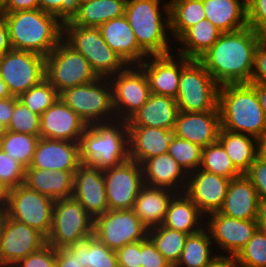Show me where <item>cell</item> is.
I'll return each instance as SVG.
<instances>
[{
    "label": "cell",
    "mask_w": 266,
    "mask_h": 267,
    "mask_svg": "<svg viewBox=\"0 0 266 267\" xmlns=\"http://www.w3.org/2000/svg\"><path fill=\"white\" fill-rule=\"evenodd\" d=\"M263 34L249 26L221 33L218 40L198 60L219 85L249 83L254 51Z\"/></svg>",
    "instance_id": "cell-1"
},
{
    "label": "cell",
    "mask_w": 266,
    "mask_h": 267,
    "mask_svg": "<svg viewBox=\"0 0 266 267\" xmlns=\"http://www.w3.org/2000/svg\"><path fill=\"white\" fill-rule=\"evenodd\" d=\"M5 14L12 49L47 57L63 40V23L41 9L1 12Z\"/></svg>",
    "instance_id": "cell-2"
},
{
    "label": "cell",
    "mask_w": 266,
    "mask_h": 267,
    "mask_svg": "<svg viewBox=\"0 0 266 267\" xmlns=\"http://www.w3.org/2000/svg\"><path fill=\"white\" fill-rule=\"evenodd\" d=\"M118 121L96 122L86 127L79 142L84 166L105 170L130 159L128 124L126 120Z\"/></svg>",
    "instance_id": "cell-3"
},
{
    "label": "cell",
    "mask_w": 266,
    "mask_h": 267,
    "mask_svg": "<svg viewBox=\"0 0 266 267\" xmlns=\"http://www.w3.org/2000/svg\"><path fill=\"white\" fill-rule=\"evenodd\" d=\"M218 108L222 129L257 139L266 131L265 113L249 83L220 85Z\"/></svg>",
    "instance_id": "cell-4"
},
{
    "label": "cell",
    "mask_w": 266,
    "mask_h": 267,
    "mask_svg": "<svg viewBox=\"0 0 266 267\" xmlns=\"http://www.w3.org/2000/svg\"><path fill=\"white\" fill-rule=\"evenodd\" d=\"M159 6L160 0H127L126 2L125 16L139 47L148 56L170 53L168 44L170 37L166 34L167 27L170 28L169 1L164 4V14H166L164 16L167 18L162 17Z\"/></svg>",
    "instance_id": "cell-5"
},
{
    "label": "cell",
    "mask_w": 266,
    "mask_h": 267,
    "mask_svg": "<svg viewBox=\"0 0 266 267\" xmlns=\"http://www.w3.org/2000/svg\"><path fill=\"white\" fill-rule=\"evenodd\" d=\"M220 85L197 59L181 55L176 102L181 112L219 111Z\"/></svg>",
    "instance_id": "cell-6"
},
{
    "label": "cell",
    "mask_w": 266,
    "mask_h": 267,
    "mask_svg": "<svg viewBox=\"0 0 266 267\" xmlns=\"http://www.w3.org/2000/svg\"><path fill=\"white\" fill-rule=\"evenodd\" d=\"M63 40L81 53L98 78H110L127 64L105 42L98 27L63 24Z\"/></svg>",
    "instance_id": "cell-7"
},
{
    "label": "cell",
    "mask_w": 266,
    "mask_h": 267,
    "mask_svg": "<svg viewBox=\"0 0 266 267\" xmlns=\"http://www.w3.org/2000/svg\"><path fill=\"white\" fill-rule=\"evenodd\" d=\"M107 80L109 78H98L95 81L66 89L59 94V97L87 125L108 122V120H113L112 118L115 120L117 117H115L113 108L112 87L110 80Z\"/></svg>",
    "instance_id": "cell-8"
},
{
    "label": "cell",
    "mask_w": 266,
    "mask_h": 267,
    "mask_svg": "<svg viewBox=\"0 0 266 267\" xmlns=\"http://www.w3.org/2000/svg\"><path fill=\"white\" fill-rule=\"evenodd\" d=\"M94 235V218L74 197L55 200L47 244L59 249Z\"/></svg>",
    "instance_id": "cell-9"
},
{
    "label": "cell",
    "mask_w": 266,
    "mask_h": 267,
    "mask_svg": "<svg viewBox=\"0 0 266 267\" xmlns=\"http://www.w3.org/2000/svg\"><path fill=\"white\" fill-rule=\"evenodd\" d=\"M45 79L60 94L98 79L89 61L64 40L45 57Z\"/></svg>",
    "instance_id": "cell-10"
},
{
    "label": "cell",
    "mask_w": 266,
    "mask_h": 267,
    "mask_svg": "<svg viewBox=\"0 0 266 267\" xmlns=\"http://www.w3.org/2000/svg\"><path fill=\"white\" fill-rule=\"evenodd\" d=\"M54 203L53 199L22 184L10 189L4 213L47 238L52 227Z\"/></svg>",
    "instance_id": "cell-11"
},
{
    "label": "cell",
    "mask_w": 266,
    "mask_h": 267,
    "mask_svg": "<svg viewBox=\"0 0 266 267\" xmlns=\"http://www.w3.org/2000/svg\"><path fill=\"white\" fill-rule=\"evenodd\" d=\"M0 77L11 96L18 97L45 79V57L11 49L0 57Z\"/></svg>",
    "instance_id": "cell-12"
},
{
    "label": "cell",
    "mask_w": 266,
    "mask_h": 267,
    "mask_svg": "<svg viewBox=\"0 0 266 267\" xmlns=\"http://www.w3.org/2000/svg\"><path fill=\"white\" fill-rule=\"evenodd\" d=\"M148 232L133 209L108 210L94 219V236L113 250L147 239Z\"/></svg>",
    "instance_id": "cell-13"
},
{
    "label": "cell",
    "mask_w": 266,
    "mask_h": 267,
    "mask_svg": "<svg viewBox=\"0 0 266 267\" xmlns=\"http://www.w3.org/2000/svg\"><path fill=\"white\" fill-rule=\"evenodd\" d=\"M131 66L127 65L115 76L109 78L113 108L119 120L127 121L148 101L151 95L149 82L142 68L139 65L135 68Z\"/></svg>",
    "instance_id": "cell-14"
},
{
    "label": "cell",
    "mask_w": 266,
    "mask_h": 267,
    "mask_svg": "<svg viewBox=\"0 0 266 267\" xmlns=\"http://www.w3.org/2000/svg\"><path fill=\"white\" fill-rule=\"evenodd\" d=\"M46 244L47 239L41 232L3 214L0 223V267H13Z\"/></svg>",
    "instance_id": "cell-15"
},
{
    "label": "cell",
    "mask_w": 266,
    "mask_h": 267,
    "mask_svg": "<svg viewBox=\"0 0 266 267\" xmlns=\"http://www.w3.org/2000/svg\"><path fill=\"white\" fill-rule=\"evenodd\" d=\"M109 210L133 209L145 185L141 165L134 160L103 170Z\"/></svg>",
    "instance_id": "cell-16"
},
{
    "label": "cell",
    "mask_w": 266,
    "mask_h": 267,
    "mask_svg": "<svg viewBox=\"0 0 266 267\" xmlns=\"http://www.w3.org/2000/svg\"><path fill=\"white\" fill-rule=\"evenodd\" d=\"M208 223H204L211 239L226 251L230 257H235L241 251L253 234L257 231V220H241L221 214L219 211L210 213Z\"/></svg>",
    "instance_id": "cell-17"
},
{
    "label": "cell",
    "mask_w": 266,
    "mask_h": 267,
    "mask_svg": "<svg viewBox=\"0 0 266 267\" xmlns=\"http://www.w3.org/2000/svg\"><path fill=\"white\" fill-rule=\"evenodd\" d=\"M190 174H188L184 193L204 215L219 211L224 204L231 179L202 169H197Z\"/></svg>",
    "instance_id": "cell-18"
},
{
    "label": "cell",
    "mask_w": 266,
    "mask_h": 267,
    "mask_svg": "<svg viewBox=\"0 0 266 267\" xmlns=\"http://www.w3.org/2000/svg\"><path fill=\"white\" fill-rule=\"evenodd\" d=\"M87 126V123L59 97L40 116V137L80 142V138Z\"/></svg>",
    "instance_id": "cell-19"
},
{
    "label": "cell",
    "mask_w": 266,
    "mask_h": 267,
    "mask_svg": "<svg viewBox=\"0 0 266 267\" xmlns=\"http://www.w3.org/2000/svg\"><path fill=\"white\" fill-rule=\"evenodd\" d=\"M72 197L94 219L107 212L109 208L103 170L81 164L74 173Z\"/></svg>",
    "instance_id": "cell-20"
},
{
    "label": "cell",
    "mask_w": 266,
    "mask_h": 267,
    "mask_svg": "<svg viewBox=\"0 0 266 267\" xmlns=\"http://www.w3.org/2000/svg\"><path fill=\"white\" fill-rule=\"evenodd\" d=\"M81 164L79 142L40 137L31 165L27 168L76 172Z\"/></svg>",
    "instance_id": "cell-21"
},
{
    "label": "cell",
    "mask_w": 266,
    "mask_h": 267,
    "mask_svg": "<svg viewBox=\"0 0 266 267\" xmlns=\"http://www.w3.org/2000/svg\"><path fill=\"white\" fill-rule=\"evenodd\" d=\"M220 129V111H179L173 132L176 137L203 148L217 142Z\"/></svg>",
    "instance_id": "cell-22"
},
{
    "label": "cell",
    "mask_w": 266,
    "mask_h": 267,
    "mask_svg": "<svg viewBox=\"0 0 266 267\" xmlns=\"http://www.w3.org/2000/svg\"><path fill=\"white\" fill-rule=\"evenodd\" d=\"M177 56L180 61H177L172 53L153 57L150 55L146 61L139 64L147 76L151 93L176 99L181 76V55Z\"/></svg>",
    "instance_id": "cell-23"
},
{
    "label": "cell",
    "mask_w": 266,
    "mask_h": 267,
    "mask_svg": "<svg viewBox=\"0 0 266 267\" xmlns=\"http://www.w3.org/2000/svg\"><path fill=\"white\" fill-rule=\"evenodd\" d=\"M98 28L105 42L127 65H139L148 57L139 47L125 15L111 19Z\"/></svg>",
    "instance_id": "cell-24"
},
{
    "label": "cell",
    "mask_w": 266,
    "mask_h": 267,
    "mask_svg": "<svg viewBox=\"0 0 266 267\" xmlns=\"http://www.w3.org/2000/svg\"><path fill=\"white\" fill-rule=\"evenodd\" d=\"M141 168L145 185L176 190L179 194L185 192L188 174L169 153L145 160Z\"/></svg>",
    "instance_id": "cell-25"
},
{
    "label": "cell",
    "mask_w": 266,
    "mask_h": 267,
    "mask_svg": "<svg viewBox=\"0 0 266 267\" xmlns=\"http://www.w3.org/2000/svg\"><path fill=\"white\" fill-rule=\"evenodd\" d=\"M259 195L251 181L242 174L231 179L224 204L219 212L241 220H257Z\"/></svg>",
    "instance_id": "cell-26"
},
{
    "label": "cell",
    "mask_w": 266,
    "mask_h": 267,
    "mask_svg": "<svg viewBox=\"0 0 266 267\" xmlns=\"http://www.w3.org/2000/svg\"><path fill=\"white\" fill-rule=\"evenodd\" d=\"M130 159L140 165L147 159L168 153L173 130L148 127L128 126Z\"/></svg>",
    "instance_id": "cell-27"
},
{
    "label": "cell",
    "mask_w": 266,
    "mask_h": 267,
    "mask_svg": "<svg viewBox=\"0 0 266 267\" xmlns=\"http://www.w3.org/2000/svg\"><path fill=\"white\" fill-rule=\"evenodd\" d=\"M178 113L176 99L151 93L148 101L127 120V124L174 130Z\"/></svg>",
    "instance_id": "cell-28"
},
{
    "label": "cell",
    "mask_w": 266,
    "mask_h": 267,
    "mask_svg": "<svg viewBox=\"0 0 266 267\" xmlns=\"http://www.w3.org/2000/svg\"><path fill=\"white\" fill-rule=\"evenodd\" d=\"M74 173L65 170L25 168L24 185L55 200L72 197Z\"/></svg>",
    "instance_id": "cell-29"
},
{
    "label": "cell",
    "mask_w": 266,
    "mask_h": 267,
    "mask_svg": "<svg viewBox=\"0 0 266 267\" xmlns=\"http://www.w3.org/2000/svg\"><path fill=\"white\" fill-rule=\"evenodd\" d=\"M175 194L177 192L170 189L144 185L134 203L133 211L148 229L158 227L163 224Z\"/></svg>",
    "instance_id": "cell-30"
},
{
    "label": "cell",
    "mask_w": 266,
    "mask_h": 267,
    "mask_svg": "<svg viewBox=\"0 0 266 267\" xmlns=\"http://www.w3.org/2000/svg\"><path fill=\"white\" fill-rule=\"evenodd\" d=\"M206 19L222 33L248 26L247 0H202Z\"/></svg>",
    "instance_id": "cell-31"
},
{
    "label": "cell",
    "mask_w": 266,
    "mask_h": 267,
    "mask_svg": "<svg viewBox=\"0 0 266 267\" xmlns=\"http://www.w3.org/2000/svg\"><path fill=\"white\" fill-rule=\"evenodd\" d=\"M204 216L184 192L177 193L169 204L162 226L190 235L203 229L200 222L204 221L201 220Z\"/></svg>",
    "instance_id": "cell-32"
},
{
    "label": "cell",
    "mask_w": 266,
    "mask_h": 267,
    "mask_svg": "<svg viewBox=\"0 0 266 267\" xmlns=\"http://www.w3.org/2000/svg\"><path fill=\"white\" fill-rule=\"evenodd\" d=\"M217 141L223 146L232 164L241 174H245L250 169L258 156L257 138L253 136L221 128Z\"/></svg>",
    "instance_id": "cell-33"
},
{
    "label": "cell",
    "mask_w": 266,
    "mask_h": 267,
    "mask_svg": "<svg viewBox=\"0 0 266 267\" xmlns=\"http://www.w3.org/2000/svg\"><path fill=\"white\" fill-rule=\"evenodd\" d=\"M127 0H87L81 2L74 18L65 24L99 27L111 19L125 15Z\"/></svg>",
    "instance_id": "cell-34"
},
{
    "label": "cell",
    "mask_w": 266,
    "mask_h": 267,
    "mask_svg": "<svg viewBox=\"0 0 266 267\" xmlns=\"http://www.w3.org/2000/svg\"><path fill=\"white\" fill-rule=\"evenodd\" d=\"M221 31L207 19L190 27L179 39L183 49L177 54L189 59H199L218 40ZM185 46V48H184Z\"/></svg>",
    "instance_id": "cell-35"
},
{
    "label": "cell",
    "mask_w": 266,
    "mask_h": 267,
    "mask_svg": "<svg viewBox=\"0 0 266 267\" xmlns=\"http://www.w3.org/2000/svg\"><path fill=\"white\" fill-rule=\"evenodd\" d=\"M170 31L179 39L190 27L206 19L202 0H170Z\"/></svg>",
    "instance_id": "cell-36"
},
{
    "label": "cell",
    "mask_w": 266,
    "mask_h": 267,
    "mask_svg": "<svg viewBox=\"0 0 266 267\" xmlns=\"http://www.w3.org/2000/svg\"><path fill=\"white\" fill-rule=\"evenodd\" d=\"M205 229L204 226L199 232L188 235L181 257L174 267H205L218 257L212 256L210 246L213 241Z\"/></svg>",
    "instance_id": "cell-37"
},
{
    "label": "cell",
    "mask_w": 266,
    "mask_h": 267,
    "mask_svg": "<svg viewBox=\"0 0 266 267\" xmlns=\"http://www.w3.org/2000/svg\"><path fill=\"white\" fill-rule=\"evenodd\" d=\"M69 247L79 254L83 267H119L116 250L108 248L94 235Z\"/></svg>",
    "instance_id": "cell-38"
},
{
    "label": "cell",
    "mask_w": 266,
    "mask_h": 267,
    "mask_svg": "<svg viewBox=\"0 0 266 267\" xmlns=\"http://www.w3.org/2000/svg\"><path fill=\"white\" fill-rule=\"evenodd\" d=\"M39 139L40 136L1 130L0 148L27 168L31 165Z\"/></svg>",
    "instance_id": "cell-39"
},
{
    "label": "cell",
    "mask_w": 266,
    "mask_h": 267,
    "mask_svg": "<svg viewBox=\"0 0 266 267\" xmlns=\"http://www.w3.org/2000/svg\"><path fill=\"white\" fill-rule=\"evenodd\" d=\"M188 235L162 225L149 229L148 232V238L173 267L181 257Z\"/></svg>",
    "instance_id": "cell-40"
},
{
    "label": "cell",
    "mask_w": 266,
    "mask_h": 267,
    "mask_svg": "<svg viewBox=\"0 0 266 267\" xmlns=\"http://www.w3.org/2000/svg\"><path fill=\"white\" fill-rule=\"evenodd\" d=\"M199 169L234 179L242 174L234 167L223 146L217 141L202 148Z\"/></svg>",
    "instance_id": "cell-41"
},
{
    "label": "cell",
    "mask_w": 266,
    "mask_h": 267,
    "mask_svg": "<svg viewBox=\"0 0 266 267\" xmlns=\"http://www.w3.org/2000/svg\"><path fill=\"white\" fill-rule=\"evenodd\" d=\"M18 100L26 105L32 112L42 115L59 98L57 90L46 80L20 94Z\"/></svg>",
    "instance_id": "cell-42"
},
{
    "label": "cell",
    "mask_w": 266,
    "mask_h": 267,
    "mask_svg": "<svg viewBox=\"0 0 266 267\" xmlns=\"http://www.w3.org/2000/svg\"><path fill=\"white\" fill-rule=\"evenodd\" d=\"M168 153L186 171L187 174L199 169L202 147L173 135Z\"/></svg>",
    "instance_id": "cell-43"
},
{
    "label": "cell",
    "mask_w": 266,
    "mask_h": 267,
    "mask_svg": "<svg viewBox=\"0 0 266 267\" xmlns=\"http://www.w3.org/2000/svg\"><path fill=\"white\" fill-rule=\"evenodd\" d=\"M234 260L237 267H266V233L258 228Z\"/></svg>",
    "instance_id": "cell-44"
},
{
    "label": "cell",
    "mask_w": 266,
    "mask_h": 267,
    "mask_svg": "<svg viewBox=\"0 0 266 267\" xmlns=\"http://www.w3.org/2000/svg\"><path fill=\"white\" fill-rule=\"evenodd\" d=\"M5 130L40 136V115L32 112L14 96L12 118Z\"/></svg>",
    "instance_id": "cell-45"
},
{
    "label": "cell",
    "mask_w": 266,
    "mask_h": 267,
    "mask_svg": "<svg viewBox=\"0 0 266 267\" xmlns=\"http://www.w3.org/2000/svg\"><path fill=\"white\" fill-rule=\"evenodd\" d=\"M0 179L11 189L24 184L25 167L0 148Z\"/></svg>",
    "instance_id": "cell-46"
},
{
    "label": "cell",
    "mask_w": 266,
    "mask_h": 267,
    "mask_svg": "<svg viewBox=\"0 0 266 267\" xmlns=\"http://www.w3.org/2000/svg\"><path fill=\"white\" fill-rule=\"evenodd\" d=\"M79 5L78 0H39L40 9L54 14L63 24L74 18Z\"/></svg>",
    "instance_id": "cell-47"
},
{
    "label": "cell",
    "mask_w": 266,
    "mask_h": 267,
    "mask_svg": "<svg viewBox=\"0 0 266 267\" xmlns=\"http://www.w3.org/2000/svg\"><path fill=\"white\" fill-rule=\"evenodd\" d=\"M13 267H56V248L49 244L20 260Z\"/></svg>",
    "instance_id": "cell-48"
},
{
    "label": "cell",
    "mask_w": 266,
    "mask_h": 267,
    "mask_svg": "<svg viewBox=\"0 0 266 267\" xmlns=\"http://www.w3.org/2000/svg\"><path fill=\"white\" fill-rule=\"evenodd\" d=\"M248 26L266 36V0H247Z\"/></svg>",
    "instance_id": "cell-49"
},
{
    "label": "cell",
    "mask_w": 266,
    "mask_h": 267,
    "mask_svg": "<svg viewBox=\"0 0 266 267\" xmlns=\"http://www.w3.org/2000/svg\"><path fill=\"white\" fill-rule=\"evenodd\" d=\"M141 254V267H173L149 238L141 240Z\"/></svg>",
    "instance_id": "cell-50"
},
{
    "label": "cell",
    "mask_w": 266,
    "mask_h": 267,
    "mask_svg": "<svg viewBox=\"0 0 266 267\" xmlns=\"http://www.w3.org/2000/svg\"><path fill=\"white\" fill-rule=\"evenodd\" d=\"M119 267H141V240L116 250Z\"/></svg>",
    "instance_id": "cell-51"
},
{
    "label": "cell",
    "mask_w": 266,
    "mask_h": 267,
    "mask_svg": "<svg viewBox=\"0 0 266 267\" xmlns=\"http://www.w3.org/2000/svg\"><path fill=\"white\" fill-rule=\"evenodd\" d=\"M250 83L266 84V36L259 41L254 51Z\"/></svg>",
    "instance_id": "cell-52"
},
{
    "label": "cell",
    "mask_w": 266,
    "mask_h": 267,
    "mask_svg": "<svg viewBox=\"0 0 266 267\" xmlns=\"http://www.w3.org/2000/svg\"><path fill=\"white\" fill-rule=\"evenodd\" d=\"M245 176L256 188L259 198H266V160L257 156Z\"/></svg>",
    "instance_id": "cell-53"
},
{
    "label": "cell",
    "mask_w": 266,
    "mask_h": 267,
    "mask_svg": "<svg viewBox=\"0 0 266 267\" xmlns=\"http://www.w3.org/2000/svg\"><path fill=\"white\" fill-rule=\"evenodd\" d=\"M56 267H83L79 254L68 247L56 249Z\"/></svg>",
    "instance_id": "cell-54"
},
{
    "label": "cell",
    "mask_w": 266,
    "mask_h": 267,
    "mask_svg": "<svg viewBox=\"0 0 266 267\" xmlns=\"http://www.w3.org/2000/svg\"><path fill=\"white\" fill-rule=\"evenodd\" d=\"M32 9H40L39 0H5L0 6V12H16Z\"/></svg>",
    "instance_id": "cell-55"
},
{
    "label": "cell",
    "mask_w": 266,
    "mask_h": 267,
    "mask_svg": "<svg viewBox=\"0 0 266 267\" xmlns=\"http://www.w3.org/2000/svg\"><path fill=\"white\" fill-rule=\"evenodd\" d=\"M14 109V96L0 100V131L5 130L11 121Z\"/></svg>",
    "instance_id": "cell-56"
},
{
    "label": "cell",
    "mask_w": 266,
    "mask_h": 267,
    "mask_svg": "<svg viewBox=\"0 0 266 267\" xmlns=\"http://www.w3.org/2000/svg\"><path fill=\"white\" fill-rule=\"evenodd\" d=\"M12 49L5 14L0 12V57Z\"/></svg>",
    "instance_id": "cell-57"
},
{
    "label": "cell",
    "mask_w": 266,
    "mask_h": 267,
    "mask_svg": "<svg viewBox=\"0 0 266 267\" xmlns=\"http://www.w3.org/2000/svg\"><path fill=\"white\" fill-rule=\"evenodd\" d=\"M205 267H237L234 257L218 255L210 264Z\"/></svg>",
    "instance_id": "cell-58"
},
{
    "label": "cell",
    "mask_w": 266,
    "mask_h": 267,
    "mask_svg": "<svg viewBox=\"0 0 266 267\" xmlns=\"http://www.w3.org/2000/svg\"><path fill=\"white\" fill-rule=\"evenodd\" d=\"M257 223L258 227L266 233V198L259 199Z\"/></svg>",
    "instance_id": "cell-59"
},
{
    "label": "cell",
    "mask_w": 266,
    "mask_h": 267,
    "mask_svg": "<svg viewBox=\"0 0 266 267\" xmlns=\"http://www.w3.org/2000/svg\"><path fill=\"white\" fill-rule=\"evenodd\" d=\"M250 85L256 90L260 105L266 116V84L250 83Z\"/></svg>",
    "instance_id": "cell-60"
},
{
    "label": "cell",
    "mask_w": 266,
    "mask_h": 267,
    "mask_svg": "<svg viewBox=\"0 0 266 267\" xmlns=\"http://www.w3.org/2000/svg\"><path fill=\"white\" fill-rule=\"evenodd\" d=\"M10 188L0 179V210L4 211L8 196H9Z\"/></svg>",
    "instance_id": "cell-61"
},
{
    "label": "cell",
    "mask_w": 266,
    "mask_h": 267,
    "mask_svg": "<svg viewBox=\"0 0 266 267\" xmlns=\"http://www.w3.org/2000/svg\"><path fill=\"white\" fill-rule=\"evenodd\" d=\"M258 157L266 160V131L257 139Z\"/></svg>",
    "instance_id": "cell-62"
},
{
    "label": "cell",
    "mask_w": 266,
    "mask_h": 267,
    "mask_svg": "<svg viewBox=\"0 0 266 267\" xmlns=\"http://www.w3.org/2000/svg\"><path fill=\"white\" fill-rule=\"evenodd\" d=\"M11 97L5 82L0 77V100Z\"/></svg>",
    "instance_id": "cell-63"
},
{
    "label": "cell",
    "mask_w": 266,
    "mask_h": 267,
    "mask_svg": "<svg viewBox=\"0 0 266 267\" xmlns=\"http://www.w3.org/2000/svg\"><path fill=\"white\" fill-rule=\"evenodd\" d=\"M3 214H4V211L0 210V223H1V220L3 218Z\"/></svg>",
    "instance_id": "cell-64"
},
{
    "label": "cell",
    "mask_w": 266,
    "mask_h": 267,
    "mask_svg": "<svg viewBox=\"0 0 266 267\" xmlns=\"http://www.w3.org/2000/svg\"><path fill=\"white\" fill-rule=\"evenodd\" d=\"M5 0H0V6L4 3Z\"/></svg>",
    "instance_id": "cell-65"
}]
</instances>
